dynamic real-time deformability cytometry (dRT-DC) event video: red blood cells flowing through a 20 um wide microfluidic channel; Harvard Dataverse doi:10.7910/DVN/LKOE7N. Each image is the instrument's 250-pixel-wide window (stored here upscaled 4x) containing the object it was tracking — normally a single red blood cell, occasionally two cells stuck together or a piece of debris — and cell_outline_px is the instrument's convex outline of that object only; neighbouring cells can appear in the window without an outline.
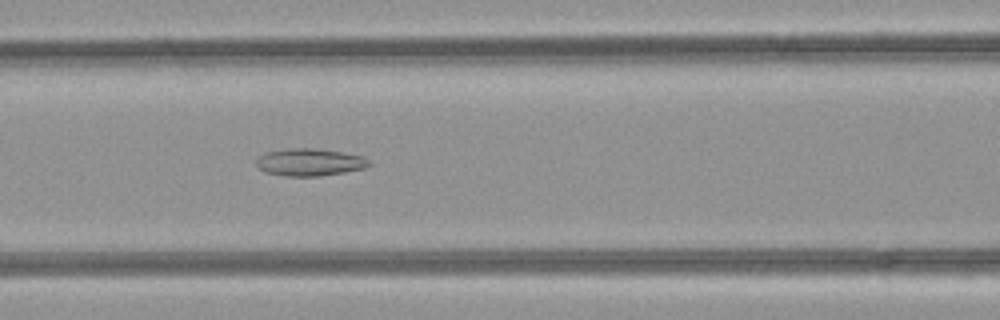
{"species": "common noctule bat (a hibernating species)", "species_latin": "Nyctalus noctula", "temperature_condition": "room temperature", "stored_images_in_passage": 48, "camera_frame_rate_fps": 3000, "um_per_image_px": 0.085, "animal": {"sex": "female", "body_mass_g": 21.9}, "frame": {"image": 1, "passage_image": 20, "time_ms": 6.333, "image_size_px": [1000, 320], "cell_outline_px": [[372, 164], [364, 168], [344, 172], [320, 176], [284, 176], [264, 172], [256, 164], [256, 160], [264, 152], [288, 148], [312, 148], [340, 152], [364, 156]], "centroid_in_image_um": [26.3, 13.79], "position_along_channel_um": 140.3, "area_um2": 17.98}}
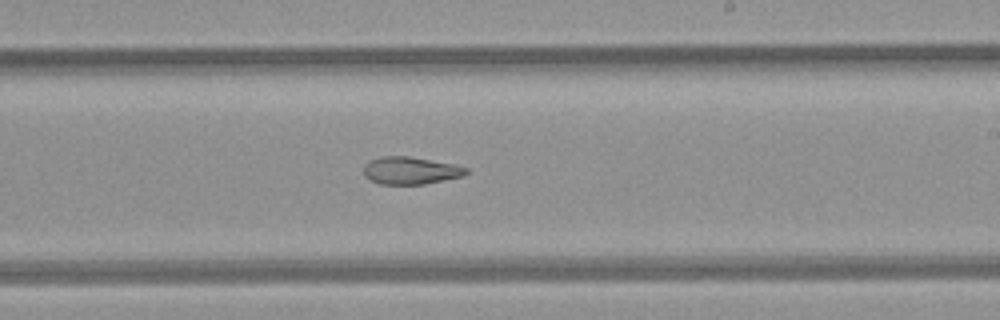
{"frame": {"image": 2, "passage_image": 28, "time_ms": 9.0, "image_size_px": [1000, 320], "cell_outline_px": [[468, 172], [464, 176], [424, 184], [380, 184], [364, 176], [364, 164], [372, 160], [384, 156], [408, 156], [456, 164], [468, 168]], "centroid_in_image_um": [34.93, 14.49], "position_along_channel_um": 254.1, "area_um2": 16.36}}
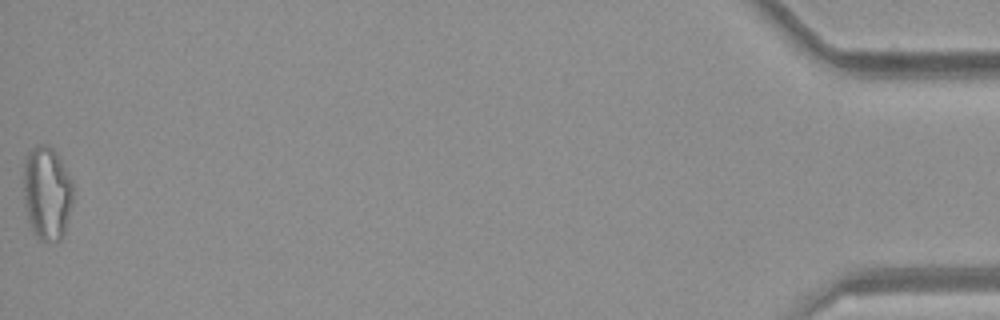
{"frame": {"image": 3, "passage_image": 48, "time_ms": 15.667, "image_size_px": [1000, 320], "cell_outline_px": [[72, 200], [64, 232], [60, 240], [40, 240], [32, 232], [28, 220], [24, 200], [24, 156], [36, 144], [48, 144], [56, 152], [72, 180]], "centroid_in_image_um": [3.96, 16.37], "position_along_channel_um": 431.2, "area_um2": 26.99}, "authors_computed_cell_mechanics": {"area_um2": 20.7791, "velocity_mm_per_s": 4.2744, "shape_relaxation_time_tau1_ms": null, "shape_relaxation_time_tau2_ms": 6.6906, "deformation_change_tau1": null, "deformation_change_tau2": 0.1737}}